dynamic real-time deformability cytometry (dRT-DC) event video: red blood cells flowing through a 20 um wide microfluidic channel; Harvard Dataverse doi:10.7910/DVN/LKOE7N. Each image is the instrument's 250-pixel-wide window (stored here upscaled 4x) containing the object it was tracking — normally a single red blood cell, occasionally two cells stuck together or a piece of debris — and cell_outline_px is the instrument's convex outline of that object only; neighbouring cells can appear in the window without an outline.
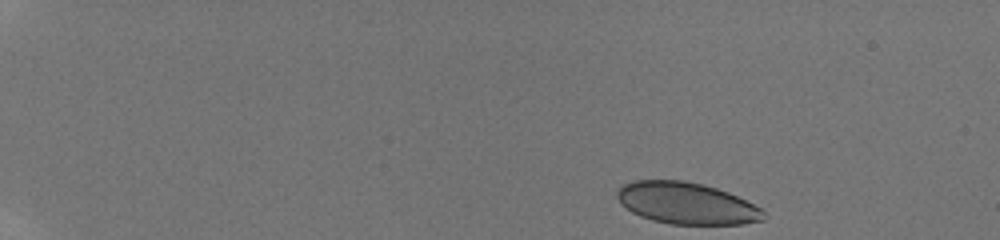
{"species": "human", "species_latin": "Homo sapiens", "temperature_condition": "room temperature", "stored_images_in_passage": 49, "camera_frame_rate_fps": 3000, "um_per_image_px": 0.085, "donor": {"sex": "male"}, "frame": {"image": 1, "passage_image": 1, "time_ms": 0.0, "image_size_px": [1000, 240], "cell_outline_px": [[768, 216], [764, 220], [744, 224], [668, 224], [652, 220], [640, 216], [632, 212], [620, 204], [616, 196], [616, 192], [624, 184], [632, 180], [684, 180], [716, 188], [728, 192], [760, 208]], "centroid_in_image_um": [58.33, 17.28], "position_along_channel_um": 26.7, "area_um2": 35.6}}
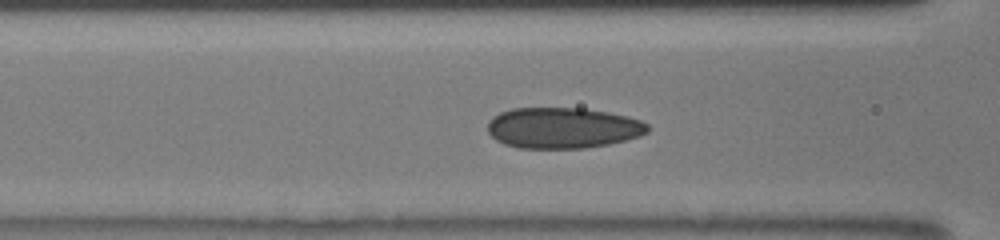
{"frame": {"image": 2, "passage_image": 22, "time_ms": 5.667, "image_size_px": [1000, 240], "cell_outline_px": [[648, 132], [640, 136], [608, 144], [584, 148], [516, 148], [504, 144], [496, 140], [488, 132], [488, 120], [492, 116], [500, 112], [512, 108], [584, 108], [608, 112], [628, 116], [640, 120], [648, 124]], "centroid_in_image_um": [47.81, 10.87], "position_along_channel_um": 118.8, "area_um2": 38.32}}
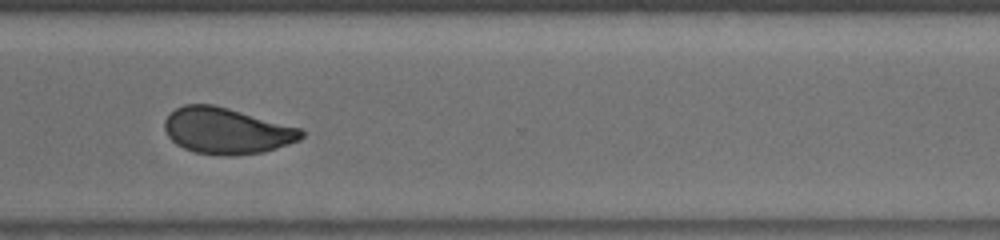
{"frame": {"image": 3, "passage_image": 48, "time_ms": 11.333, "image_size_px": [1000, 240], "cell_outline_px": [[304, 136], [300, 140], [264, 152], [232, 156], [220, 156], [196, 152], [184, 148], [176, 144], [168, 136], [164, 128], [164, 120], [176, 108], [184, 104], [212, 104], [228, 108], [304, 128]], "centroid_in_image_um": [19.3, 11.12], "position_along_channel_um": 351.3, "area_um2": 37.05}}